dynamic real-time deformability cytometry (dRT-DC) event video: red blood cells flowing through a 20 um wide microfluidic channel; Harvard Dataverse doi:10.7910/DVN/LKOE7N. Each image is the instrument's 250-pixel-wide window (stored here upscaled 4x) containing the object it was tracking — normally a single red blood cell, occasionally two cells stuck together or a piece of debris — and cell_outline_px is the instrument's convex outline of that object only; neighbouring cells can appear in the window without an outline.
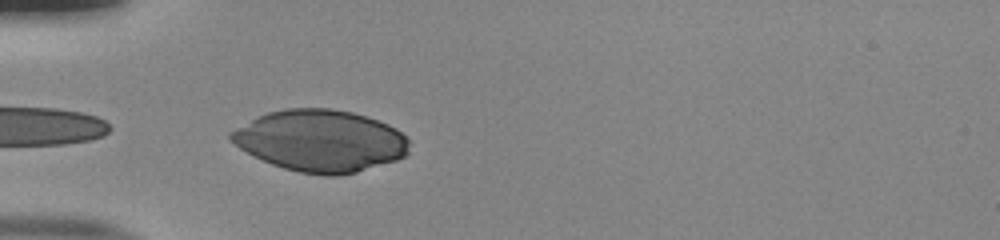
{"species": "human", "species_latin": "Homo sapiens", "temperature_condition": "room temperature", "stored_images_in_passage": 33, "camera_frame_rate_fps": 3000, "um_per_image_px": 0.085, "donor": {"sex": "male"}, "frame": {"image": 1, "passage_image": 1, "time_ms": 0.0, "image_size_px": [1000, 240], "cell_outline_px": [[408, 152], [404, 156], [396, 160], [356, 172], [336, 176], [324, 176], [300, 172], [284, 168], [272, 164], [240, 148], [228, 136], [228, 132], [256, 116], [268, 112], [284, 108], [332, 108], [352, 112], [388, 124], [396, 128], [408, 140]], "centroid_in_image_um": [27.22, 11.96], "position_along_channel_um": 57.8, "area_um2": 63.93}}
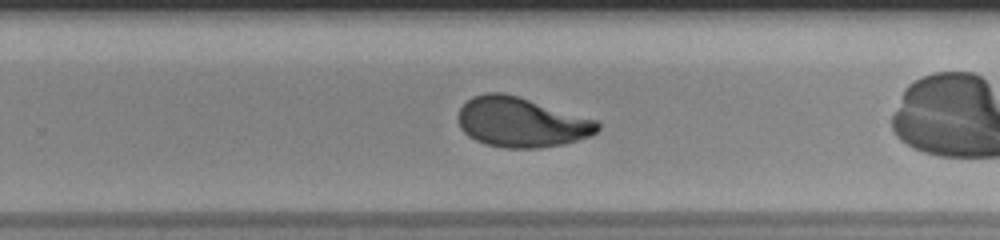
{"frame": {"image": 2, "passage_image": 16, "time_ms": 5.0, "image_size_px": [1000, 240], "cell_outline_px": [[600, 128], [592, 136], [564, 144], [540, 148], [504, 148], [488, 144], [476, 140], [468, 136], [460, 128], [456, 116], [460, 108], [472, 96], [488, 92], [504, 92], [596, 120], [600, 124]], "centroid_in_image_um": [44.29, 10.4], "position_along_channel_um": 285.5, "area_um2": 40.52}}
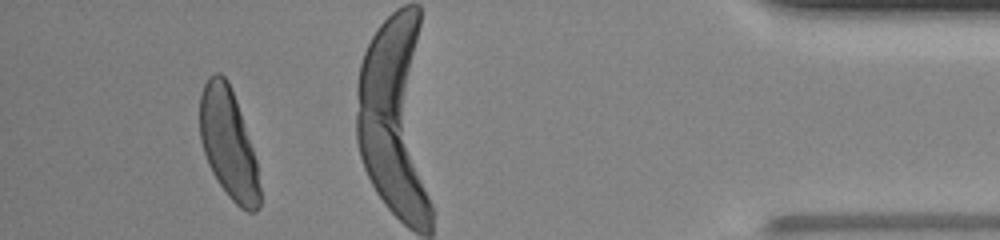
{"frame": {"image": 3, "passage_image": 30, "time_ms": 9.667, "image_size_px": [1000, 240], "cell_outline_px": [[260, 204], [256, 212], [248, 212], [240, 208], [228, 196], [212, 172], [208, 164], [200, 140], [200, 96], [204, 84], [208, 76], [216, 72], [220, 72], [228, 80], [236, 100], [256, 160], [260, 188]], "centroid_in_image_um": [19.4, 12.21], "position_along_channel_um": 415.8, "area_um2": 38.15}, "authors_computed_cell_mechanics": {"area_um2": 40.2288, "velocity_mm_per_s": 4.0211, "shape_relaxation_time_tau1_ms": 3.6897, "shape_relaxation_time_tau2_ms": null, "deformation_change_tau1": 0.1722, "deformation_change_tau2": null}}